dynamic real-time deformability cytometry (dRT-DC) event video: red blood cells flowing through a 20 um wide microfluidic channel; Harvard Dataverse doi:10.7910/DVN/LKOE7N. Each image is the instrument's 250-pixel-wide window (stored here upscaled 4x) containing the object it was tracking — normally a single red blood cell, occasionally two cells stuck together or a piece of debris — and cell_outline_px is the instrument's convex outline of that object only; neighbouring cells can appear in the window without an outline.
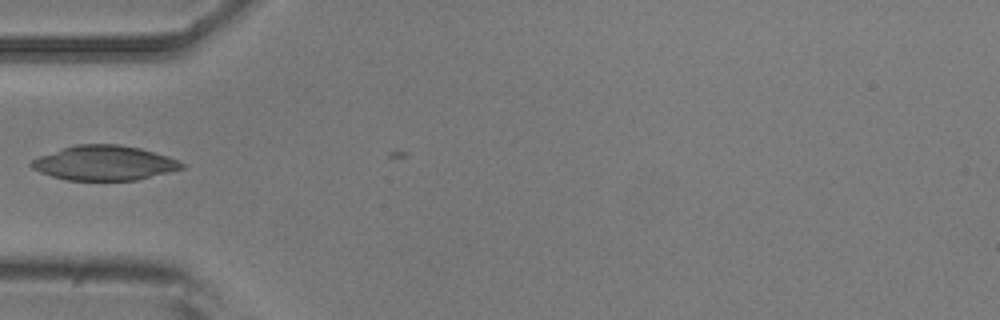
{"species": "common noctule bat (a hibernating species)", "species_latin": "Nyctalus noctula", "temperature_condition": "room temperature", "stored_images_in_passage": 3, "camera_frame_rate_fps": 3000, "um_per_image_px": 0.085, "animal": {"sex": "male", "body_mass_g": 20.5, "forearm_length_mm": 52.5}, "frame": {"image": 1, "passage_image": 2, "time_ms": 0.333, "image_size_px": [1000, 320], "cell_outline_px": [[184, 168], [136, 180], [68, 180], [52, 176], [40, 172], [32, 168], [28, 164], [32, 160], [40, 156], [76, 144], [120, 144], [140, 148], [168, 156], [180, 160], [184, 164]], "centroid_in_image_um": [8.88, 13.85], "position_along_channel_um": 76.1, "area_um2": 30.23}}